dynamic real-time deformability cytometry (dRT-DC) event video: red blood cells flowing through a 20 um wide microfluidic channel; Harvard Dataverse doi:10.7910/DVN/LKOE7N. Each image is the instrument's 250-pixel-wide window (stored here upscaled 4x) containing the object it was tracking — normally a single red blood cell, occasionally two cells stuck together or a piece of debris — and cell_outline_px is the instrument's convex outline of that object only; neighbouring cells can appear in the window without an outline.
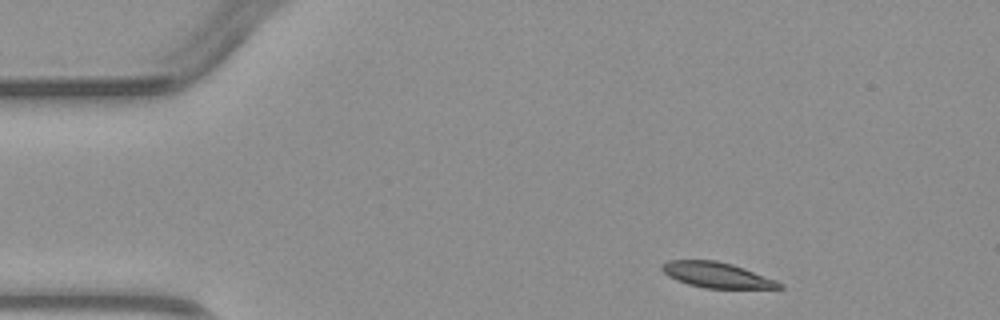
{"species": "common noctule bat (a hibernating species)", "species_latin": "Nyctalus noctula", "temperature_condition": "warm", "stored_images_in_passage": 4, "camera_frame_rate_fps": 3000, "um_per_image_px": 0.085, "animal": {"sex": "male", "body_mass_g": 23.1, "forearm_length_mm": 52.7}, "frame": {"image": 1, "passage_image": 1, "time_ms": 0.0, "image_size_px": [1000, 320], "cell_outline_px": [[784, 288], [704, 288], [688, 284], [676, 280], [668, 276], [660, 268], [660, 264], [668, 260], [716, 260], [732, 264], [744, 268], [776, 280], [784, 284]], "centroid_in_image_um": [60.9, 23.37], "position_along_channel_um": 24.1, "area_um2": 17.46}}
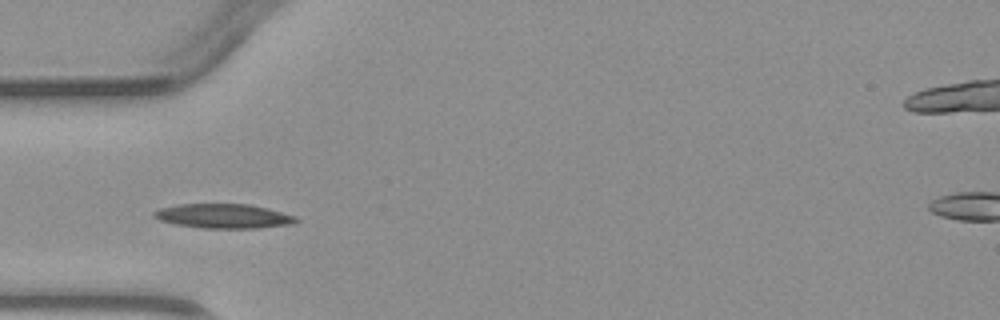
{"frame": {"image": 2, "passage_image": 3, "time_ms": 2.667, "image_size_px": [1000, 320], "cell_outline_px": [[300, 220], [292, 224], [256, 228], [204, 228], [176, 224], [160, 220], [152, 216], [152, 212], [160, 208], [180, 204], [248, 204], [268, 208], [296, 216]], "centroid_in_image_um": [19.01, 18.36], "position_along_channel_um": 66.0, "area_um2": 20.17}}
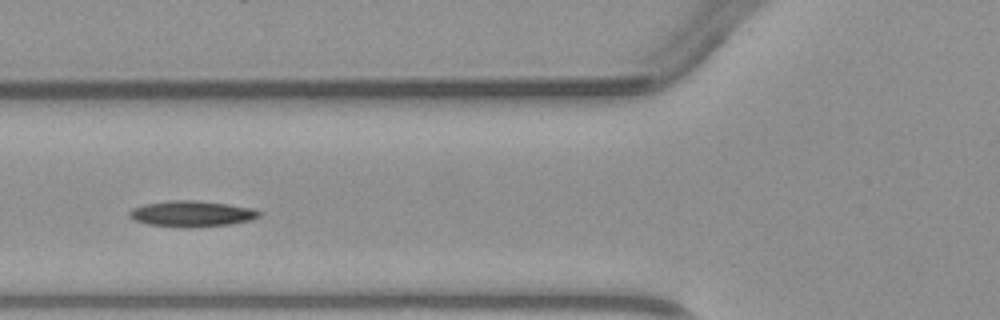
{"frame": {"image": 3, "passage_image": 4, "time_ms": 3.667, "image_size_px": [1000, 320], "cell_outline_px": [[260, 216], [248, 220], [232, 224], [188, 228], [184, 228], [148, 224], [136, 220], [128, 216], [128, 212], [132, 208], [144, 204], [168, 200], [196, 200], [252, 208], [260, 212]], "centroid_in_image_um": [16.25, 18.17], "position_along_channel_um": 109.6, "area_um2": 19.54}}